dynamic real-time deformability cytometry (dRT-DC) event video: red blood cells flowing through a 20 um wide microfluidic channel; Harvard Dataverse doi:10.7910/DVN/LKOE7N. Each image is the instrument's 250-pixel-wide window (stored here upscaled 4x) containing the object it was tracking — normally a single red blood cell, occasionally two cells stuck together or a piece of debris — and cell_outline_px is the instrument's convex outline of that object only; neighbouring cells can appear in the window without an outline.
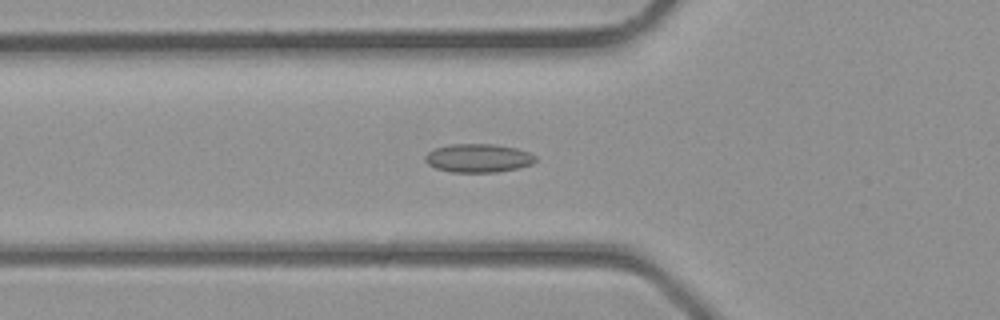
{"species": "common noctule bat (a hibernating species)", "species_latin": "Nyctalus noctula", "temperature_condition": "room temperature", "stored_images_in_passage": 35, "camera_frame_rate_fps": 3000, "um_per_image_px": 0.085, "animal": {"sex": "male", "body_mass_g": 23.1, "forearm_length_mm": 52.7}, "frame": {"image": 1, "passage_image": 11, "time_ms": 3.333, "image_size_px": [1000, 320], "cell_outline_px": [[536, 160], [532, 164], [520, 168], [496, 172], [452, 172], [436, 168], [428, 164], [424, 160], [424, 156], [428, 152], [436, 148], [452, 144], [492, 144], [516, 148], [528, 152], [536, 156]], "centroid_in_image_um": [40.66, 13.44], "position_along_channel_um": 85.1, "area_um2": 18.32}}
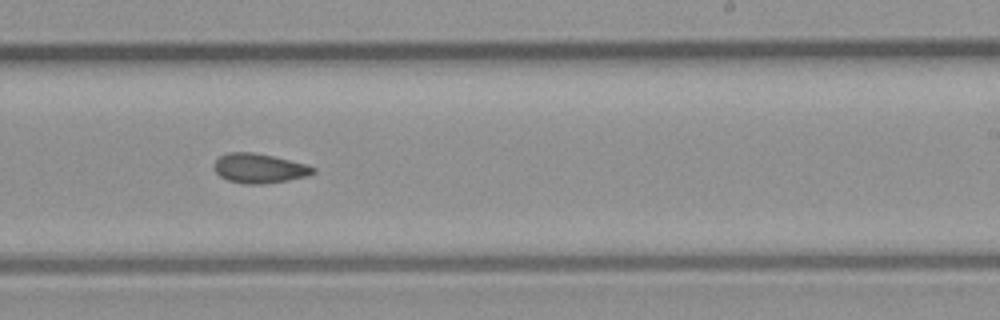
{"frame": {"image": 2, "passage_image": 21, "time_ms": 6.667, "image_size_px": [1000, 320], "cell_outline_px": [[316, 172], [308, 176], [288, 180], [264, 184], [244, 184], [228, 180], [220, 176], [212, 168], [212, 164], [220, 156], [228, 152], [252, 152], [272, 156], [304, 164], [316, 168]], "centroid_in_image_um": [22.0, 14.31], "position_along_channel_um": 267.0, "area_um2": 17.05}}
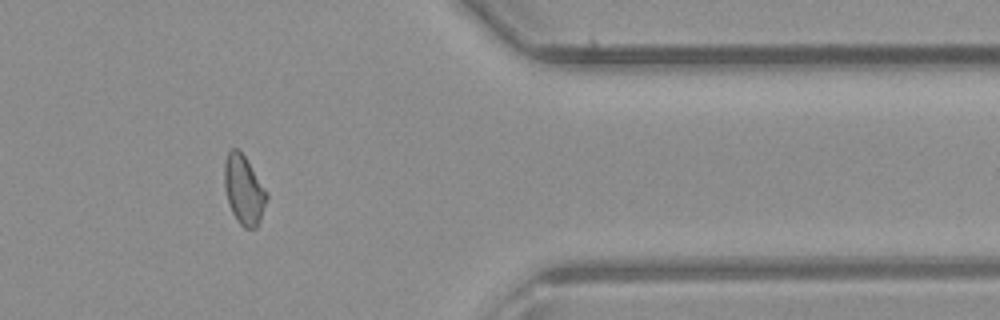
{"frame": {"image": 3, "passage_image": 29, "time_ms": 9.333, "image_size_px": [1000, 320], "cell_outline_px": [[268, 196], [260, 220], [256, 228], [244, 228], [236, 220], [228, 204], [224, 188], [224, 160], [228, 152], [232, 148], [236, 148], [244, 156], [268, 192]], "centroid_in_image_um": [20.71, 16.15], "position_along_channel_um": 390.7, "area_um2": 17.05}}